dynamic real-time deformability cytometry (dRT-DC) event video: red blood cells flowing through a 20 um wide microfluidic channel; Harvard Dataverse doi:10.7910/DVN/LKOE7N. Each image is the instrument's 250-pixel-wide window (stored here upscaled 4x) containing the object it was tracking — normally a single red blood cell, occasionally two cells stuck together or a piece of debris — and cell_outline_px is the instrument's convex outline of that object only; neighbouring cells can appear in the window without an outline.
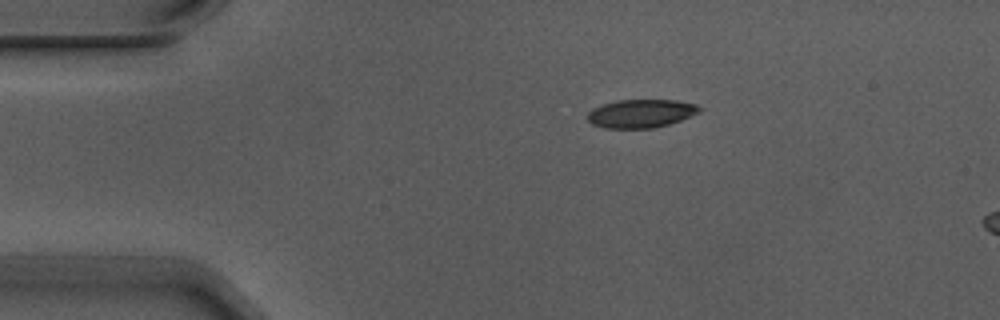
{"species": "Egyptian fruit bat (a non-hibernating species)", "species_latin": "Rousettus aegyptiacus", "temperature_condition": "warm", "stored_images_in_passage": 3, "camera_frame_rate_fps": 3000, "um_per_image_px": 0.085, "animal": {"sex": "male"}, "frame": {"image": 1, "passage_image": 1, "time_ms": 0.0, "image_size_px": [1000, 320], "cell_outline_px": [[704, 108], [700, 112], [680, 120], [668, 124], [652, 128], [604, 128], [592, 124], [588, 120], [588, 112], [592, 108], [616, 100], [676, 100], [696, 104]], "centroid_in_image_um": [54.49, 9.64], "position_along_channel_um": 30.5, "area_um2": 18.5}}